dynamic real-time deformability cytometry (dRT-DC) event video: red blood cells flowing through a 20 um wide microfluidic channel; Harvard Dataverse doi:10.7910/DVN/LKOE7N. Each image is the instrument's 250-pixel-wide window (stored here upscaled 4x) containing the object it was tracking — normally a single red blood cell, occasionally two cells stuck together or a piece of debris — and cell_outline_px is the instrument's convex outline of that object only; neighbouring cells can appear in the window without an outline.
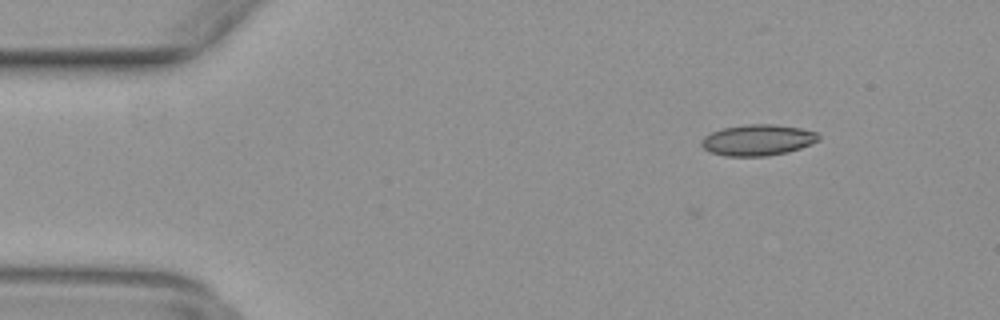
{"species": "common noctule bat (a hibernating species)", "species_latin": "Nyctalus noctula", "temperature_condition": "warm", "stored_images_in_passage": 18, "camera_frame_rate_fps": 3000, "um_per_image_px": 0.085, "animal": {"sex": "female", "body_mass_g": 29.2, "forearm_length_mm": 56.3}, "frame": {"image": 1, "passage_image": 1, "time_ms": 0.0, "image_size_px": [1000, 320], "cell_outline_px": [[820, 140], [800, 148], [788, 152], [768, 156], [724, 156], [708, 152], [700, 144], [700, 140], [704, 136], [712, 132], [724, 128], [748, 124], [772, 124], [800, 128], [816, 132], [820, 136]], "centroid_in_image_um": [64.39, 11.91], "position_along_channel_um": 20.6, "area_um2": 21.27}}
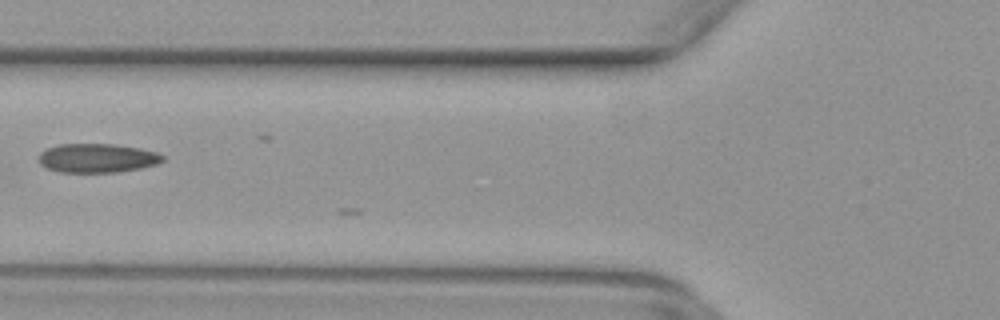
{"frame": {"image": 2, "passage_image": 14, "time_ms": 4.333, "image_size_px": [1000, 320], "cell_outline_px": [[164, 160], [156, 164], [140, 168], [116, 172], [60, 172], [44, 168], [36, 160], [40, 152], [48, 148], [60, 144], [116, 144], [140, 148], [156, 152], [164, 156]], "centroid_in_image_um": [8.22, 13.44], "position_along_channel_um": 117.6, "area_um2": 21.1}}
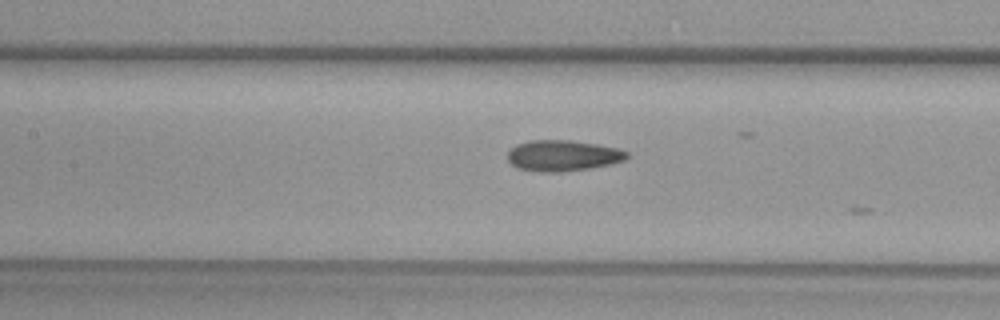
{"frame": {"image": 3, "passage_image": 17, "time_ms": 5.333, "image_size_px": [1000, 320], "cell_outline_px": [[628, 156], [624, 160], [612, 164], [564, 172], [540, 172], [516, 168], [508, 160], [508, 152], [516, 144], [528, 140], [572, 140], [596, 144], [616, 148], [628, 152]], "centroid_in_image_um": [47.81, 13.23], "position_along_channel_um": 159.6, "area_um2": 21.56}}